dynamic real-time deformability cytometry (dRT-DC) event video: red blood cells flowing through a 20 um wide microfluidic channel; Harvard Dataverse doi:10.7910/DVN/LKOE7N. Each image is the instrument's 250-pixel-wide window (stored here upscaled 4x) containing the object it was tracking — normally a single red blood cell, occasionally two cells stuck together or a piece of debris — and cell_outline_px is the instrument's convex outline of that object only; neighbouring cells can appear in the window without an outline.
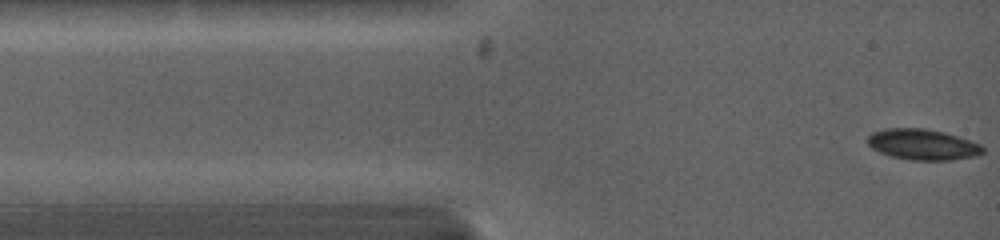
{"species": "common noctule bat (a hibernating species)", "species_latin": "Nyctalus noctula", "temperature_condition": "warm", "stored_images_in_passage": 5, "camera_frame_rate_fps": 5000, "um_per_image_px": 0.085, "animal": {"sex": "female", "body_mass_g": 19.0, "forearm_length_mm": 53.3}, "frame": {"image": 1, "passage_image": 5, "time_ms": 0.8, "image_size_px": [1000, 240], "cell_outline_px": [[984, 152], [976, 156], [952, 160], [912, 160], [892, 156], [880, 152], [872, 148], [868, 144], [868, 136], [872, 132], [884, 128], [924, 128], [944, 132], [980, 144], [984, 148]], "centroid_in_image_um": [78.42, 12.28], "position_along_channel_um": 6.6, "area_um2": 20.58}}